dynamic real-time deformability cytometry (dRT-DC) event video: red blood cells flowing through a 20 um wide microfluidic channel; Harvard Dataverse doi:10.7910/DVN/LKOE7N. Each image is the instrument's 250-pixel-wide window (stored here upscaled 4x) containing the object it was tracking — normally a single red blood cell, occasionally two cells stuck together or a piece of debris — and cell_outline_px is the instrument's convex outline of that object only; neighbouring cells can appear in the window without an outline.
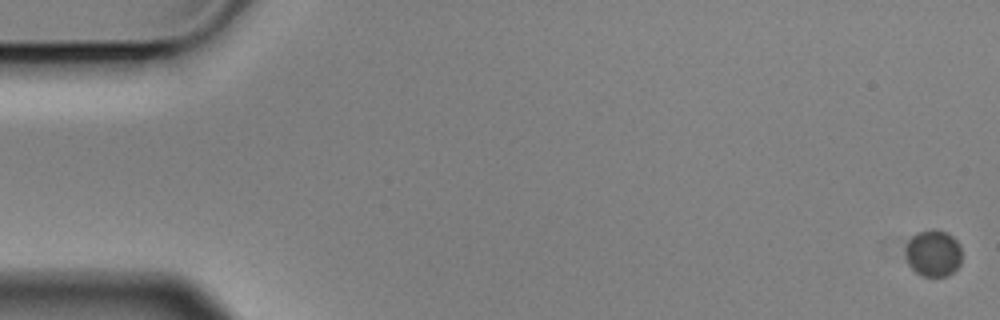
{"species": "Egyptian fruit bat (a non-hibernating species)", "species_latin": "Rousettus aegyptiacus", "temperature_condition": "cold", "stored_images_in_passage": 7, "camera_frame_rate_fps": 3000, "um_per_image_px": 0.085, "animal": {"sex": "male"}, "frame": {"image": 1, "passage_image": 1, "time_ms": 0.0, "image_size_px": [1000, 320], "cell_outline_px": [[960, 264], [948, 276], [920, 276], [908, 264], [908, 240], [916, 232], [944, 232], [952, 236], [960, 244]], "centroid_in_image_um": [79.35, 21.57], "position_along_channel_um": 5.6, "area_um2": 14.68}}
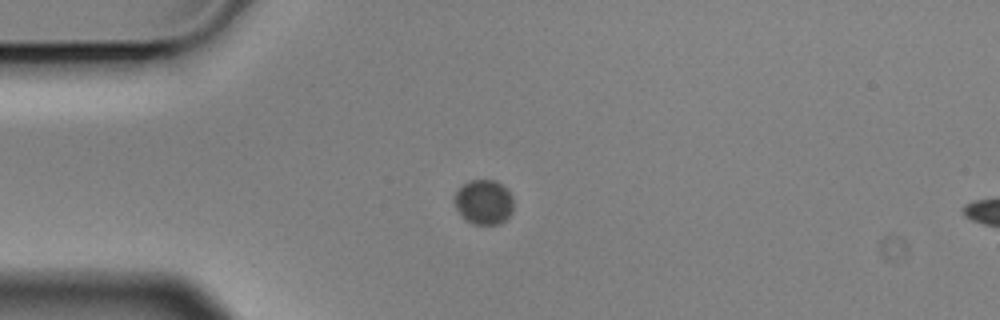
{"frame": {"image": 2, "passage_image": 5, "time_ms": 1.333, "image_size_px": [1000, 320], "cell_outline_px": [[512, 212], [500, 224], [472, 224], [464, 220], [456, 208], [452, 200], [460, 184], [468, 180], [496, 180], [508, 188], [512, 196]], "centroid_in_image_um": [41.08, 17.15], "position_along_channel_um": 43.9, "area_um2": 15.78}}
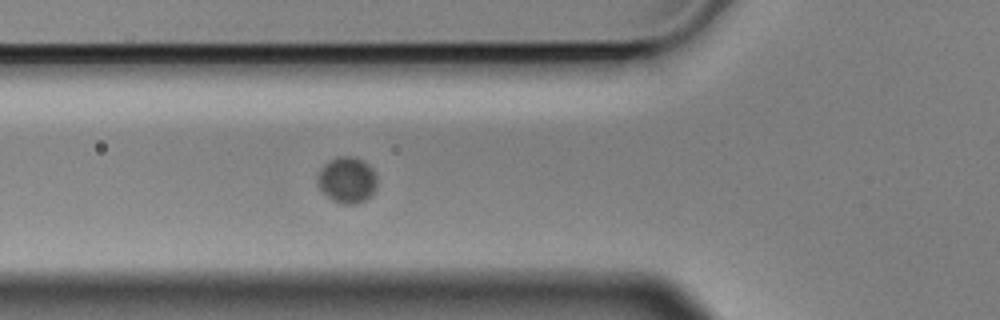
{"frame": {"image": 3, "passage_image": 7, "time_ms": 2.0, "image_size_px": [1000, 320], "cell_outline_px": [[376, 188], [364, 200], [356, 204], [340, 204], [332, 200], [316, 184], [320, 168], [328, 160], [336, 156], [352, 156], [364, 160], [372, 168], [376, 176]], "centroid_in_image_um": [29.48, 15.27], "position_along_channel_um": 96.3, "area_um2": 16.07}}